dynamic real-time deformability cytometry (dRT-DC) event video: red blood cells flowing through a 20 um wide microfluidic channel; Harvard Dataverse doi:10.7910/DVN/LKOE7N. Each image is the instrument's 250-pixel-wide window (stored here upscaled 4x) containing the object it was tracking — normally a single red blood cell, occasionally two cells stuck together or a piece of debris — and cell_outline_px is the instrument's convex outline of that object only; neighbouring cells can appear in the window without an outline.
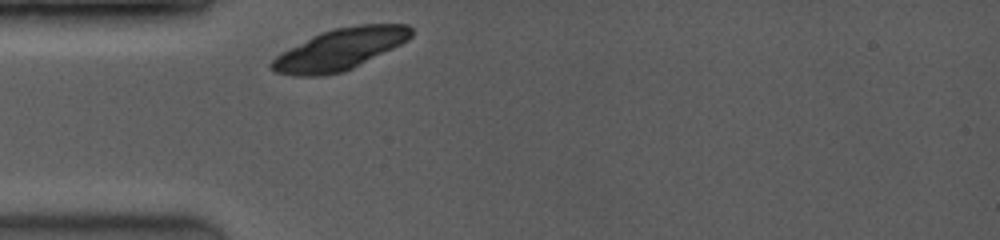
{"species": "common noctule bat (a hibernating species)", "species_latin": "Nyctalus noctula", "temperature_condition": "room temperature", "stored_images_in_passage": 4, "camera_frame_rate_fps": 3500, "um_per_image_px": 0.085, "animal": {"sex": "female", "body_mass_g": 19.0, "forearm_length_mm": 53.3}, "frame": {"image": 1, "passage_image": 1, "time_ms": 0.0, "image_size_px": [1000, 240], "cell_outline_px": [[412, 36], [408, 40], [344, 72], [320, 76], [292, 76], [276, 72], [268, 64], [280, 52], [320, 32], [336, 28], [360, 24], [408, 24], [412, 28]], "centroid_in_image_um": [28.86, 4.19], "position_along_channel_um": 56.1, "area_um2": 33.47}}